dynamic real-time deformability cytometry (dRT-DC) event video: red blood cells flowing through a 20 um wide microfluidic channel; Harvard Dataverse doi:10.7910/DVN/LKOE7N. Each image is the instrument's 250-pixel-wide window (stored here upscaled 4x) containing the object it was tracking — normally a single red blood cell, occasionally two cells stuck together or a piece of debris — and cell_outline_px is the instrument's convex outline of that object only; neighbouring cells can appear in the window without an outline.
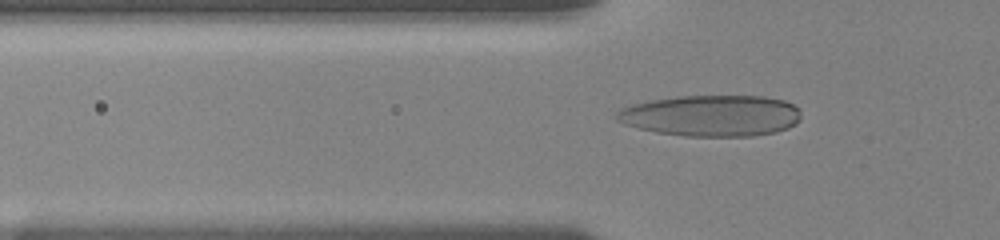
{"species": "human", "species_latin": "Homo sapiens", "temperature_condition": "room temperature", "stored_images_in_passage": 36, "camera_frame_rate_fps": 3000, "um_per_image_px": 0.085, "donor": {"sex": "female"}, "frame": {"image": 1, "passage_image": 6, "time_ms": 2.0, "image_size_px": [1000, 240], "cell_outline_px": [[800, 120], [796, 124], [788, 128], [776, 132], [752, 136], [684, 136], [656, 132], [636, 128], [624, 124], [616, 120], [616, 112], [620, 108], [632, 104], [652, 100], [676, 96], [764, 96], [784, 100], [800, 108]], "centroid_in_image_um": [60.47, 9.83], "position_along_channel_um": 65.3, "area_um2": 44.68}}
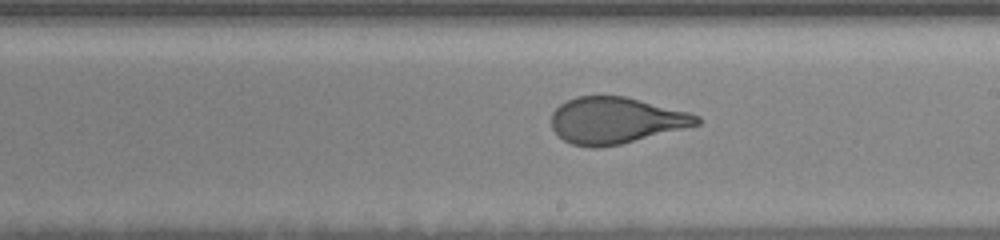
{"frame": {"image": 2, "passage_image": 23, "time_ms": 6.667, "image_size_px": [1000, 240], "cell_outline_px": [[700, 124], [620, 144], [600, 148], [592, 148], [572, 144], [564, 140], [552, 128], [552, 112], [560, 104], [576, 96], [624, 96], [688, 112], [700, 116]], "centroid_in_image_um": [52.31, 10.24], "position_along_channel_um": 236.7, "area_um2": 38.96}}
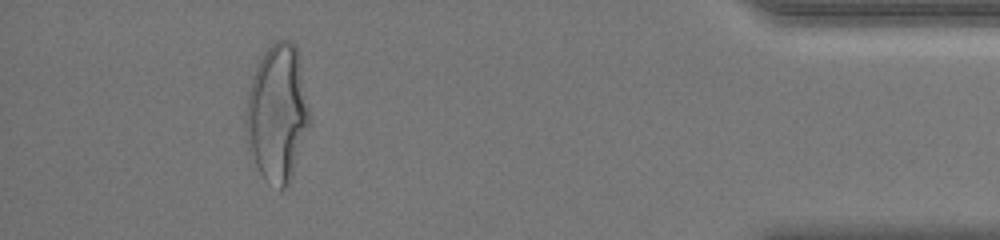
{"frame": {"image": 3, "passage_image": 35, "time_ms": 12.667, "image_size_px": [1000, 240], "cell_outline_px": [[308, 124], [288, 184], [284, 188], [280, 188], [264, 180], [248, 152], [244, 128], [244, 112], [248, 92], [252, 76], [264, 52], [276, 40], [288, 40], [296, 48], [300, 60], [308, 104]], "centroid_in_image_um": [23.5, 9.61], "position_along_channel_um": 411.7, "area_um2": 50.34}, "authors_computed_cell_mechanics": {"area_um2": 40.171, "velocity_mm_per_s": 3.7102, "shape_relaxation_time_tau1_ms": 4.745, "shape_relaxation_time_tau2_ms": null, "deformation_change_tau1": 0.1856, "deformation_change_tau2": null}}